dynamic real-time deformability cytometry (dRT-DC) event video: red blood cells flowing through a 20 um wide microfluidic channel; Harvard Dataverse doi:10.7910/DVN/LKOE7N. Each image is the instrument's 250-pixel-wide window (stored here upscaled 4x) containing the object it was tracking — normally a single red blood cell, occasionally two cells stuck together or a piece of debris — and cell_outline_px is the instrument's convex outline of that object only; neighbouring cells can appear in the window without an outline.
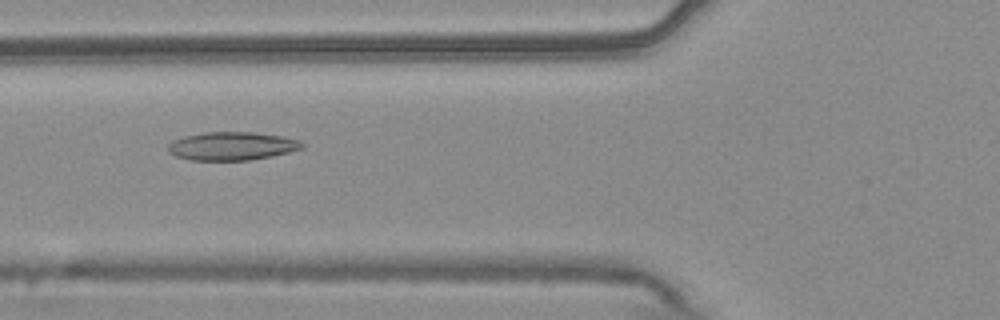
{"species": "common noctule bat (a hibernating species)", "species_latin": "Nyctalus noctula", "temperature_condition": "warm", "stored_images_in_passage": 55, "camera_frame_rate_fps": 3000, "um_per_image_px": 0.085, "animal": {"sex": "male", "body_mass_g": 20.4}, "frame": {"image": 1, "passage_image": 21, "time_ms": 6.667, "image_size_px": [1000, 320], "cell_outline_px": [[304, 148], [272, 156], [248, 160], [188, 160], [176, 156], [168, 152], [168, 144], [172, 140], [184, 136], [204, 132], [252, 132], [280, 136], [300, 140], [304, 144]], "centroid_in_image_um": [19.69, 12.41], "position_along_channel_um": 106.1, "area_um2": 22.14}}
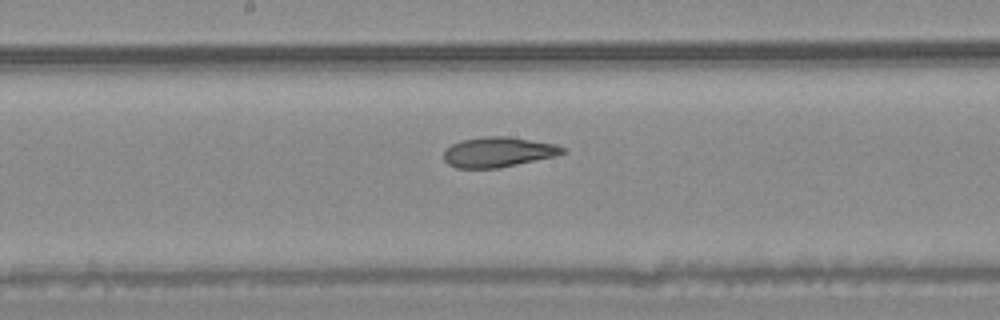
{"frame": {"image": 2, "passage_image": 29, "time_ms": 9.333, "image_size_px": [1000, 320], "cell_outline_px": [[568, 152], [556, 156], [500, 168], [456, 168], [448, 164], [444, 160], [444, 152], [452, 144], [460, 140], [484, 136], [504, 136], [556, 144], [568, 148]], "centroid_in_image_um": [42.38, 12.93], "position_along_channel_um": 205.8, "area_um2": 20.98}}
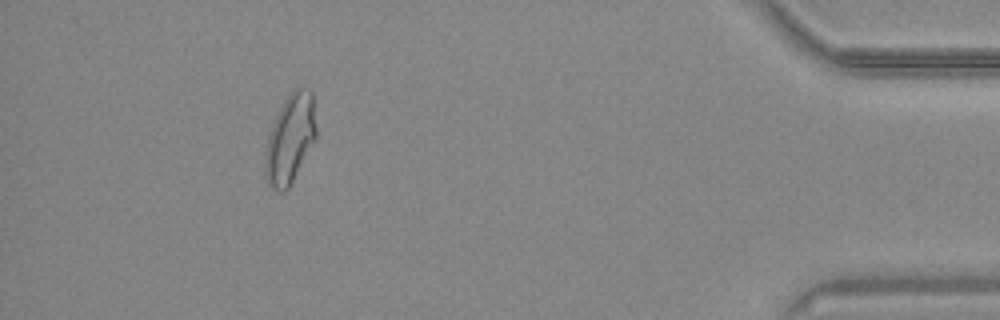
{"frame": {"image": 3, "passage_image": 50, "time_ms": 16.333, "image_size_px": [1000, 320], "cell_outline_px": [[316, 136], [288, 188], [284, 192], [280, 192], [272, 188], [268, 184], [264, 172], [264, 164], [268, 136], [276, 116], [284, 100], [296, 88], [312, 88], [316, 128]], "centroid_in_image_um": [24.65, 11.79], "position_along_channel_um": 410.5, "area_um2": 26.01}, "authors_computed_cell_mechanics": {"area_um2": 23.12, "velocity_mm_per_s": 3.7345, "shape_relaxation_time_tau1_ms": null, "shape_relaxation_time_tau2_ms": 2.7699, "deformation_change_tau1": null, "deformation_change_tau2": 0.0813}}